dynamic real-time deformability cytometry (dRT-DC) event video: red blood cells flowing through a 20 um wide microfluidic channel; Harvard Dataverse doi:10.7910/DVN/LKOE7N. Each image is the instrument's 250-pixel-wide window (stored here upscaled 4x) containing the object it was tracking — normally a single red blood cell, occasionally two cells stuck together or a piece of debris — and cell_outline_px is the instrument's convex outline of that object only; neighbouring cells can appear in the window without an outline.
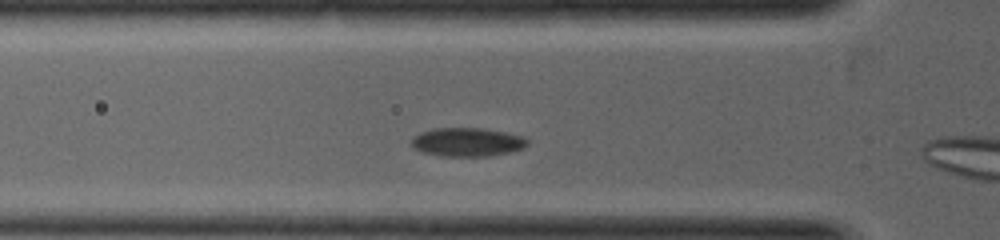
{"species": "common noctule bat (a hibernating species)", "species_latin": "Nyctalus noctula", "temperature_condition": "warm", "stored_images_in_passage": 11, "camera_frame_rate_fps": 5000, "um_per_image_px": 0.085, "animal": {"sex": "female", "body_mass_g": 19.0, "forearm_length_mm": 53.3}, "frame": {"image": 1, "passage_image": 4, "time_ms": 0.6, "image_size_px": [1000, 240], "cell_outline_px": [[528, 144], [524, 148], [492, 156], [440, 156], [420, 152], [412, 144], [412, 140], [420, 132], [436, 128], [480, 128], [504, 132], [520, 136], [528, 140]], "centroid_in_image_um": [39.72, 12.08], "position_along_channel_um": 86.1, "area_um2": 19.19}}
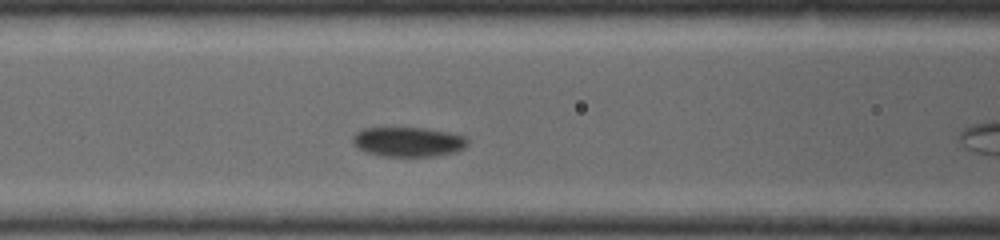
{"frame": {"image": 2, "passage_image": 7, "time_ms": 1.2, "image_size_px": [1000, 240], "cell_outline_px": [[468, 144], [464, 148], [456, 152], [432, 156], [380, 156], [368, 152], [352, 144], [352, 136], [356, 132], [364, 128], [428, 128], [448, 132], [464, 136], [468, 140]], "centroid_in_image_um": [34.7, 12.05], "position_along_channel_um": 131.9, "area_um2": 19.83}}
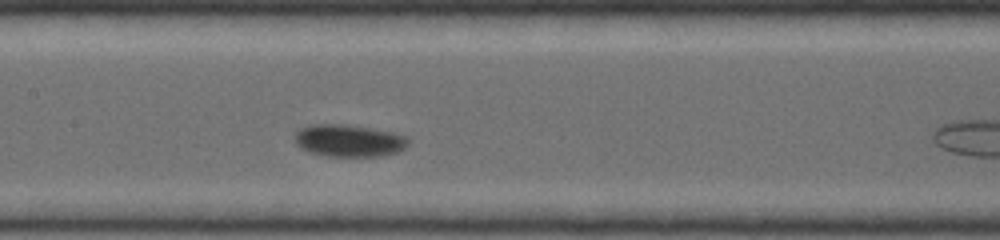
{"frame": {"image": 3, "passage_image": 10, "time_ms": 1.8, "image_size_px": [1000, 240], "cell_outline_px": [[408, 144], [404, 148], [396, 152], [376, 156], [328, 156], [308, 152], [300, 148], [296, 144], [296, 132], [312, 124], [344, 124], [392, 132], [404, 136], [408, 140]], "centroid_in_image_um": [29.63, 11.96], "position_along_channel_um": 177.8, "area_um2": 20.92}}